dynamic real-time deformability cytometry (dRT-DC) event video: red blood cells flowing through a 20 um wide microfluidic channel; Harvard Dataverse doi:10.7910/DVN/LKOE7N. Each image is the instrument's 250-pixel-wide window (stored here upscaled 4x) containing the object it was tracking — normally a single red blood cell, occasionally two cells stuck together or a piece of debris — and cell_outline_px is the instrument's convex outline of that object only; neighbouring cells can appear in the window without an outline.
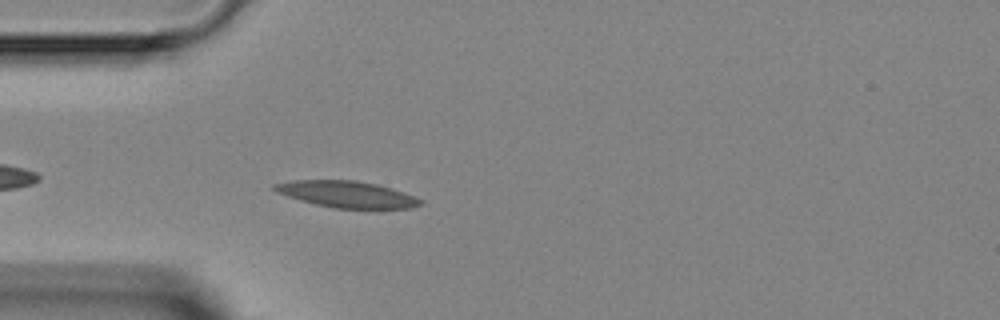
{"species": "Egyptian fruit bat (a non-hibernating species)", "species_latin": "Rousettus aegyptiacus", "temperature_condition": "room temperature", "stored_images_in_passage": 6, "camera_frame_rate_fps": 3000, "um_per_image_px": 0.085, "animal": {"sex": "female"}, "frame": {"image": 1, "passage_image": 6, "time_ms": 6.667, "image_size_px": [1000, 320], "cell_outline_px": [[424, 204], [412, 208], [336, 208], [316, 204], [300, 200], [276, 192], [272, 188], [272, 184], [292, 180], [356, 180], [376, 184], [424, 200]], "centroid_in_image_um": [29.44, 16.51], "position_along_channel_um": 55.6, "area_um2": 22.25}}